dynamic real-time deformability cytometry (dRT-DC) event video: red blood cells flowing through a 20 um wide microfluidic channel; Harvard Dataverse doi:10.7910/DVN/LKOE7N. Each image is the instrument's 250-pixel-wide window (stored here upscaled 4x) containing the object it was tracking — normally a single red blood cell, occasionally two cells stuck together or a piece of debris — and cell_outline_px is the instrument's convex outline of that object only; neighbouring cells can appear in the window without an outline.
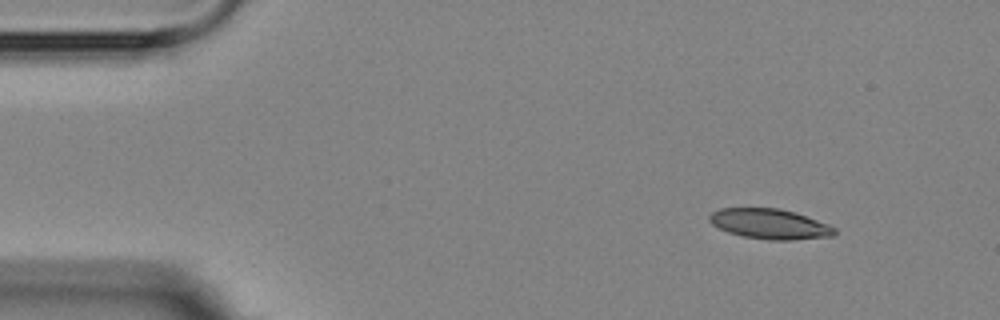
{"species": "Egyptian fruit bat (a non-hibernating species)", "species_latin": "Rousettus aegyptiacus", "temperature_condition": "room temperature", "stored_images_in_passage": 7, "camera_frame_rate_fps": 3000, "um_per_image_px": 0.085, "animal": {"sex": "female"}, "frame": {"image": 1, "passage_image": 1, "time_ms": 0.0, "image_size_px": [1000, 320], "cell_outline_px": [[836, 236], [792, 240], [768, 240], [744, 236], [728, 232], [712, 224], [708, 220], [708, 216], [712, 212], [720, 208], [776, 208], [792, 212], [828, 224], [836, 228]], "centroid_in_image_um": [65.43, 19.04], "position_along_channel_um": 19.6, "area_um2": 21.85}}
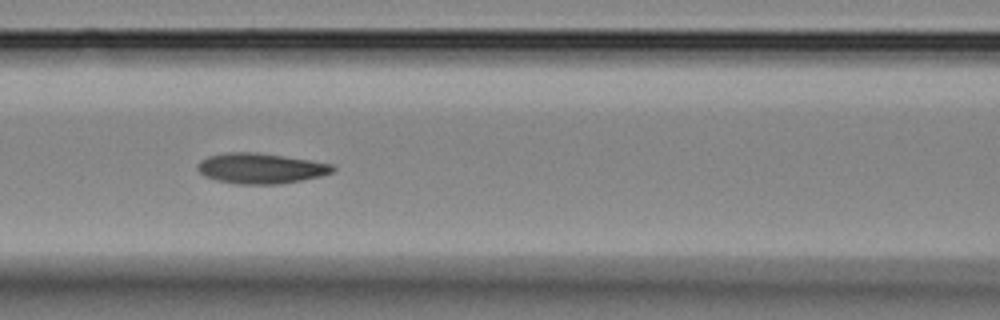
{"frame": {"image": 2, "passage_image": 6, "time_ms": 5.667, "image_size_px": [1000, 320], "cell_outline_px": [[336, 168], [332, 172], [320, 176], [280, 184], [236, 184], [216, 180], [204, 176], [196, 168], [200, 160], [208, 156], [228, 152], [256, 152], [312, 160], [332, 164]], "centroid_in_image_um": [22.14, 14.3], "position_along_channel_um": 144.5, "area_um2": 23.99}}
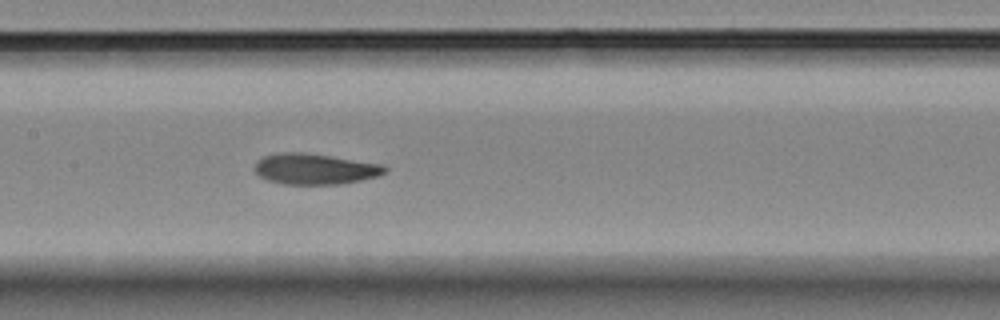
{"frame": {"image": 3, "passage_image": 7, "time_ms": 6.667, "image_size_px": [1000, 320], "cell_outline_px": [[388, 168], [380, 176], [340, 184], [284, 184], [268, 180], [260, 176], [252, 168], [256, 160], [264, 156], [280, 152], [300, 152], [384, 164]], "centroid_in_image_um": [26.74, 14.36], "position_along_channel_um": 180.7, "area_um2": 23.35}}